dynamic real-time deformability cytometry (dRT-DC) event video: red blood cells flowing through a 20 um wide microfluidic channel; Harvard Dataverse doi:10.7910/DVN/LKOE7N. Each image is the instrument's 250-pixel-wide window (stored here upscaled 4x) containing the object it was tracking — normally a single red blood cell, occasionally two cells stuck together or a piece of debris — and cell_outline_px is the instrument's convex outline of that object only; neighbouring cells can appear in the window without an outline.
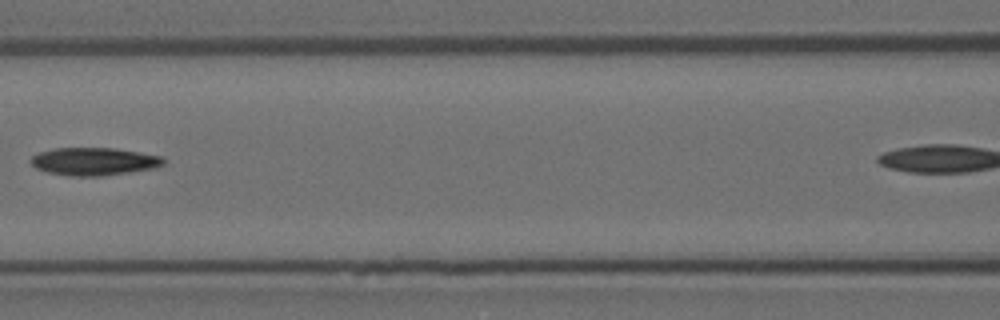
{"species": "Egyptian fruit bat (a non-hibernating species)", "species_latin": "Rousettus aegyptiacus", "temperature_condition": "room temperature", "stored_images_in_passage": 7, "camera_frame_rate_fps": 3000, "um_per_image_px": 0.085, "animal": {"sex": "female"}, "frame": {"image": 1, "passage_image": 5, "time_ms": 1.333, "image_size_px": [1000, 320], "cell_outline_px": [[164, 164], [152, 168], [104, 176], [72, 176], [48, 172], [36, 168], [28, 160], [32, 156], [40, 152], [56, 148], [112, 148], [164, 156]], "centroid_in_image_um": [7.97, 13.72], "position_along_channel_um": 158.6, "area_um2": 21.33}}
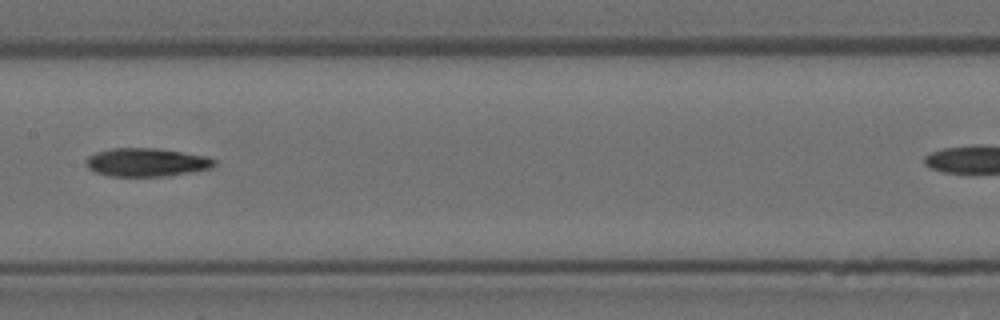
{"frame": {"image": 2, "passage_image": 6, "time_ms": 1.667, "image_size_px": [1000, 320], "cell_outline_px": [[216, 164], [212, 168], [164, 176], [108, 176], [96, 172], [88, 168], [88, 156], [96, 152], [112, 148], [156, 148], [204, 156], [216, 160]], "centroid_in_image_um": [12.44, 13.79], "position_along_channel_um": 195.0, "area_um2": 20.87}}